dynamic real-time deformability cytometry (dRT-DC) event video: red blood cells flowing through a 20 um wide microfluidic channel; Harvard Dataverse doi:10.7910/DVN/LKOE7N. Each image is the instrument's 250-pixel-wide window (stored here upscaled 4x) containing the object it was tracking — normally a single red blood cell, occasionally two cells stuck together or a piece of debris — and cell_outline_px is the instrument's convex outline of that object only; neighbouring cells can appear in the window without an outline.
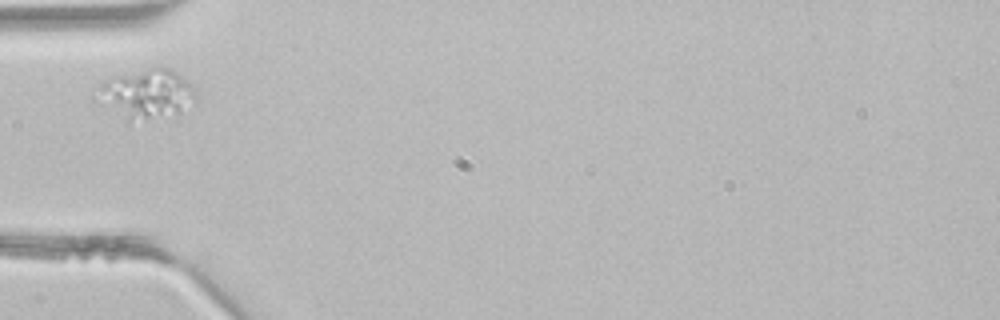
{"species": "common noctule bat (a hibernating species)", "species_latin": "Nyctalus noctula", "temperature_condition": "room temperature", "stored_images_in_passage": 1, "camera_frame_rate_fps": 3000, "um_per_image_px": 0.085, "animal": {"sex": "male", "body_mass_g": 21.5, "forearm_length_mm": 52.0}, "frame": {"image": 1, "passage_image": 1, "time_ms": 0.0, "image_size_px": [1000, 320], "cell_outline_px": [[200, 88], [196, 100], [180, 112], [128, 124], [92, 100], [92, 96], [100, 84], [104, 80], [112, 76], [156, 64], [160, 64], [176, 72], [196, 84]], "centroid_in_image_um": [12.4, 7.97], "position_along_channel_um": 72.6, "area_um2": 30.63}}